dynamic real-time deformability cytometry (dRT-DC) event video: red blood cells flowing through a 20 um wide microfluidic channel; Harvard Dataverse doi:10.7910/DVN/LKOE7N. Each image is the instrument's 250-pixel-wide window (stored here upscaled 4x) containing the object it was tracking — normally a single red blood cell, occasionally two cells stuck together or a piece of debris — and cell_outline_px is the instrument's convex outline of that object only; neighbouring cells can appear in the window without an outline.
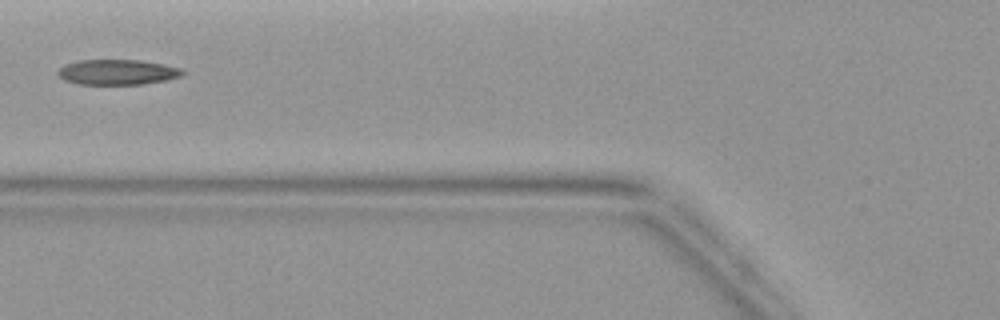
{"species": "common noctule bat (a hibernating species)", "species_latin": "Nyctalus noctula", "temperature_condition": "warm", "stored_images_in_passage": 5, "camera_frame_rate_fps": 3000, "um_per_image_px": 0.085, "animal": {"sex": "female", "body_mass_g": 19.9}, "frame": {"image": 1, "passage_image": 5, "time_ms": 5.0, "image_size_px": [1000, 320], "cell_outline_px": [[184, 76], [168, 80], [140, 84], [80, 84], [64, 80], [56, 72], [64, 64], [80, 60], [144, 60], [164, 64], [180, 68], [184, 72]], "centroid_in_image_um": [10.01, 6.12], "position_along_channel_um": 115.8, "area_um2": 18.44}}